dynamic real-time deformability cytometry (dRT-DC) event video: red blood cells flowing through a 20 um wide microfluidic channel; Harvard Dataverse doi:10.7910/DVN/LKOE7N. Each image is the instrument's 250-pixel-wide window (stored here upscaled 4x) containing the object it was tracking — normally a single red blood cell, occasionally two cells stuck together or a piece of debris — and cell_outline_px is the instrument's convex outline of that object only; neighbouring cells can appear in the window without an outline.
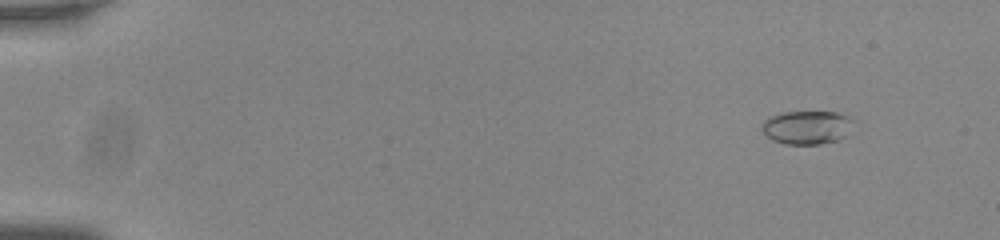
{"species": "common noctule bat (a hibernating species)", "species_latin": "Nyctalus noctula", "temperature_condition": "room temperature", "stored_images_in_passage": 56, "camera_frame_rate_fps": 3000, "um_per_image_px": 0.085, "animal": {"sex": "male", "body_mass_g": 20.0, "forearm_length_mm": 53.3}, "frame": {"image": 1, "passage_image": 5, "time_ms": 1.333, "image_size_px": [1000, 240], "cell_outline_px": [[848, 136], [840, 140], [820, 144], [784, 144], [772, 140], [760, 128], [764, 120], [768, 116], [780, 112], [836, 112], [844, 116], [848, 120]], "centroid_in_image_um": [68.49, 10.84], "position_along_channel_um": 16.5, "area_um2": 17.69}}
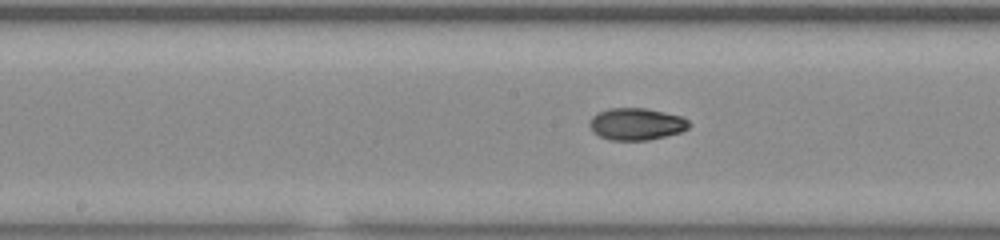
{"frame": {"image": 2, "passage_image": 30, "time_ms": 9.667, "image_size_px": [1000, 240], "cell_outline_px": [[692, 124], [688, 128], [680, 132], [648, 140], [608, 140], [592, 132], [588, 124], [592, 116], [608, 108], [644, 108], [664, 112], [680, 116], [688, 120]], "centroid_in_image_um": [54.07, 10.54], "position_along_channel_um": 194.1, "area_um2": 18.55}}
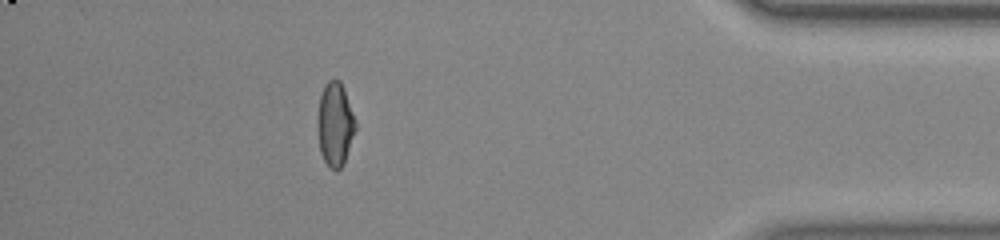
{"frame": {"image": 3, "passage_image": 50, "time_ms": 16.333, "image_size_px": [1000, 240], "cell_outline_px": [[356, 128], [344, 160], [340, 168], [336, 172], [324, 160], [320, 152], [316, 124], [316, 120], [320, 96], [328, 80], [340, 80], [344, 88], [356, 120]], "centroid_in_image_um": [28.46, 10.54], "position_along_channel_um": 406.7, "area_um2": 18.44}, "authors_computed_cell_mechanics": {"area_um2": 18.1203, "velocity_mm_per_s": 3.7778, "shape_relaxation_time_tau1_ms": 7.7039, "shape_relaxation_time_tau2_ms": 1.8447, "deformation_change_tau1": 0.2049, "deformation_change_tau2": 0.0499}}